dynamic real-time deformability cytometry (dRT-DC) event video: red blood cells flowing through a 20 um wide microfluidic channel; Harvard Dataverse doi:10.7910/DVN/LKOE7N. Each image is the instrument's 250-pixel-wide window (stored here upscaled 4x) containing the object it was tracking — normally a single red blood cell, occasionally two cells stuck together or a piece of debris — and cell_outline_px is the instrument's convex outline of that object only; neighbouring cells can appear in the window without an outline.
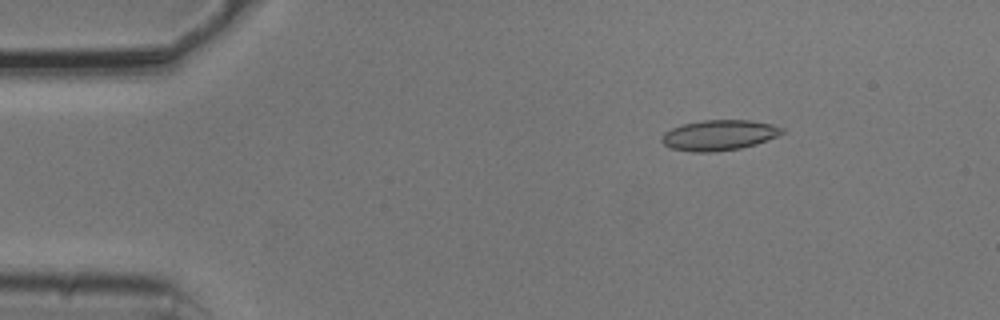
{"species": "common noctule bat (a hibernating species)", "species_latin": "Nyctalus noctula", "temperature_condition": "cold", "stored_images_in_passage": 49, "camera_frame_rate_fps": 3000, "um_per_image_px": 0.085, "animal": {"sex": "male", "body_mass_g": 20.5, "forearm_length_mm": 52.5}, "frame": {"image": 1, "passage_image": 6, "time_ms": 1.667, "image_size_px": [1000, 320], "cell_outline_px": [[784, 132], [776, 136], [756, 144], [740, 148], [712, 152], [692, 152], [672, 148], [664, 144], [660, 140], [660, 136], [664, 132], [680, 124], [704, 120], [752, 120], [772, 124], [784, 128]], "centroid_in_image_um": [61.09, 11.48], "position_along_channel_um": 23.9, "area_um2": 21.39}}
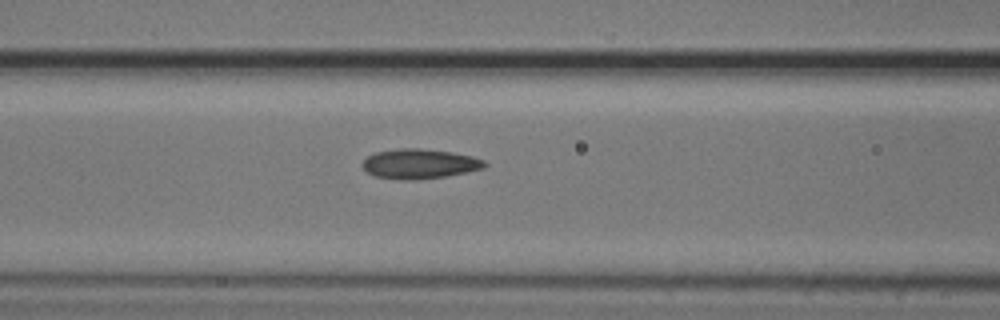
{"frame": {"image": 2, "passage_image": 20, "time_ms": 6.333, "image_size_px": [1000, 320], "cell_outline_px": [[488, 164], [484, 168], [444, 176], [416, 180], [400, 180], [376, 176], [368, 172], [364, 168], [364, 160], [368, 156], [376, 152], [400, 148], [420, 148], [452, 152], [472, 156], [484, 160]], "centroid_in_image_um": [35.68, 13.92], "position_along_channel_um": 130.9, "area_um2": 20.98}}
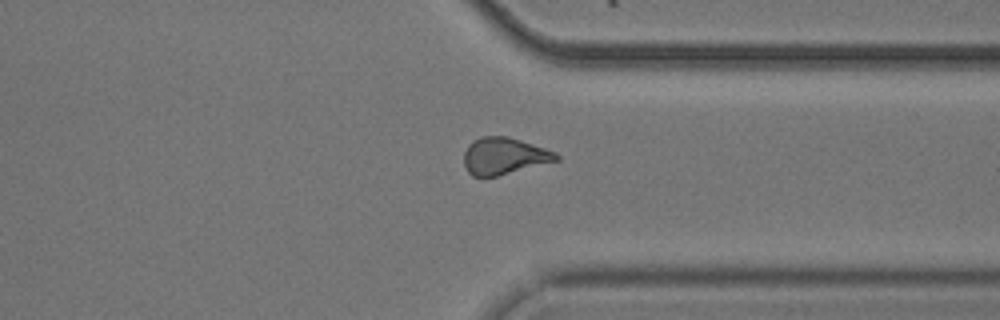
{"frame": {"image": 3, "passage_image": 39, "time_ms": 12.667, "image_size_px": [1000, 320], "cell_outline_px": [[560, 160], [496, 176], [472, 176], [468, 172], [464, 164], [464, 152], [468, 144], [472, 140], [480, 136], [508, 136], [556, 152], [560, 156]], "centroid_in_image_um": [42.84, 13.25], "position_along_channel_um": 368.6, "area_um2": 19.83}, "authors_computed_cell_mechanics": {"area_um2": 19.9988, "velocity_mm_per_s": 3.7687, "shape_relaxation_time_tau1_ms": null, "shape_relaxation_time_tau2_ms": 3.1833, "deformation_change_tau1": null, "deformation_change_tau2": 0.0971}}